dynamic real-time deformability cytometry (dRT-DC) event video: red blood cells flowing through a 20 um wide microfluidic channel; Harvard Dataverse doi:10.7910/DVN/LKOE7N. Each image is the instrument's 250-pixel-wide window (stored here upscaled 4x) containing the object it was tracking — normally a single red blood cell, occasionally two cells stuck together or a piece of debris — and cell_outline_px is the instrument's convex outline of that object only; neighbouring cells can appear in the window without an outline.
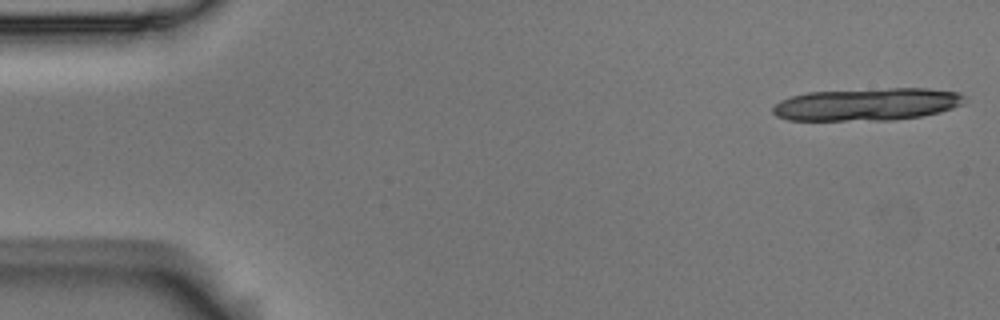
{"species": "Egyptian fruit bat (a non-hibernating species)", "species_latin": "Rousettus aegyptiacus", "temperature_condition": "room temperature", "stored_images_in_passage": 4, "camera_frame_rate_fps": 3000, "um_per_image_px": 0.085, "animal": {"sex": "male"}, "frame": {"image": 1, "passage_image": 1, "time_ms": 0.0, "image_size_px": [1000, 320], "cell_outline_px": [[964, 104], [940, 112], [920, 116], [892, 120], [788, 120], [776, 116], [772, 112], [772, 108], [780, 100], [792, 96], [808, 92], [888, 88], [928, 88], [960, 92], [964, 96]], "centroid_in_image_um": [73.71, 8.86], "position_along_channel_um": 11.3, "area_um2": 36.41}}
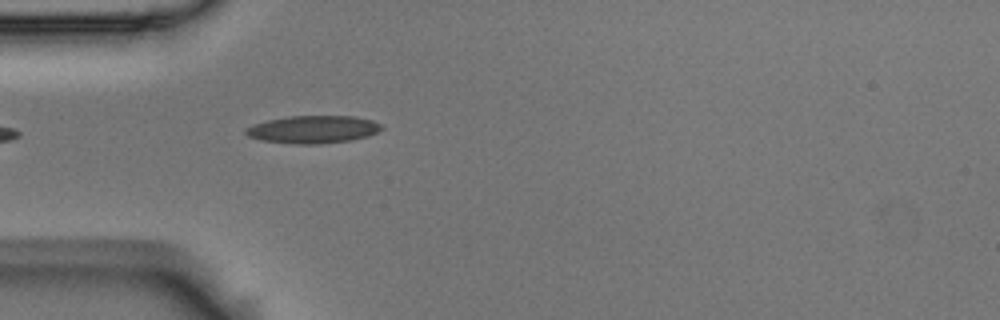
{"frame": {"image": 2, "passage_image": 4, "time_ms": 1.0, "image_size_px": [1000, 320], "cell_outline_px": [[384, 128], [368, 136], [352, 140], [320, 144], [296, 144], [260, 140], [248, 136], [244, 132], [244, 128], [268, 120], [288, 116], [356, 116], [372, 120], [380, 124]], "centroid_in_image_um": [26.62, 11.0], "position_along_channel_um": 58.4, "area_um2": 21.91}}